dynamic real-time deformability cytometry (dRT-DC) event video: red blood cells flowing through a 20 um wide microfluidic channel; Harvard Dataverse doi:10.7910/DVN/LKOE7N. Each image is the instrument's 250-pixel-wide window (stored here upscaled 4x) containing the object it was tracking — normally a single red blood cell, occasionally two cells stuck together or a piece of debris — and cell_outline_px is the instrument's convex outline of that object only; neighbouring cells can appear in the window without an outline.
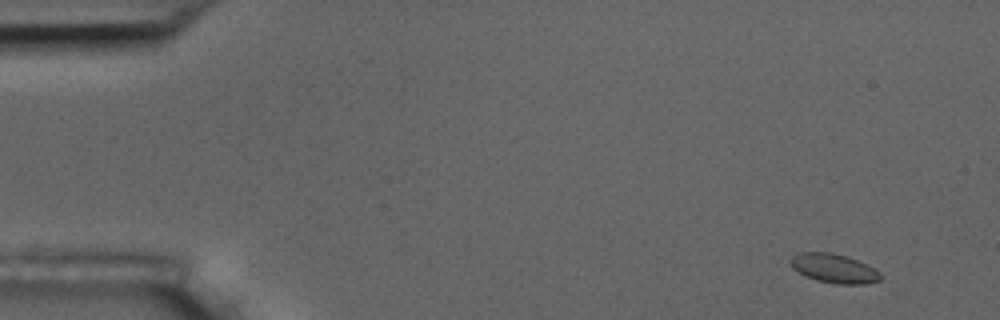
{"species": "common noctule bat (a hibernating species)", "species_latin": "Nyctalus noctula", "temperature_condition": "room temperature", "stored_images_in_passage": 5, "camera_frame_rate_fps": 3000, "um_per_image_px": 0.085, "animal": {"sex": "male", "body_mass_g": 17.5, "forearm_length_mm": 52.3}, "frame": {"image": 1, "passage_image": 1, "time_ms": 0.0, "image_size_px": [1000, 320], "cell_outline_px": [[880, 280], [868, 284], [836, 284], [816, 280], [792, 268], [792, 256], [800, 252], [832, 252], [868, 264], [880, 272]], "centroid_in_image_um": [70.93, 22.82], "position_along_channel_um": 14.1, "area_um2": 15.09}}